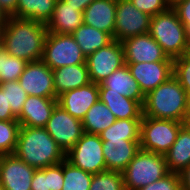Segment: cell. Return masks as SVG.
<instances>
[{"label": "cell", "instance_id": "obj_24", "mask_svg": "<svg viewBox=\"0 0 190 190\" xmlns=\"http://www.w3.org/2000/svg\"><path fill=\"white\" fill-rule=\"evenodd\" d=\"M169 172L180 173L190 164V127L183 125L175 142L164 154Z\"/></svg>", "mask_w": 190, "mask_h": 190}, {"label": "cell", "instance_id": "obj_22", "mask_svg": "<svg viewBox=\"0 0 190 190\" xmlns=\"http://www.w3.org/2000/svg\"><path fill=\"white\" fill-rule=\"evenodd\" d=\"M56 99L59 95L91 82L87 63L68 65L53 70Z\"/></svg>", "mask_w": 190, "mask_h": 190}, {"label": "cell", "instance_id": "obj_26", "mask_svg": "<svg viewBox=\"0 0 190 190\" xmlns=\"http://www.w3.org/2000/svg\"><path fill=\"white\" fill-rule=\"evenodd\" d=\"M116 121V117L105 103L98 100L82 119L83 131L99 135Z\"/></svg>", "mask_w": 190, "mask_h": 190}, {"label": "cell", "instance_id": "obj_5", "mask_svg": "<svg viewBox=\"0 0 190 190\" xmlns=\"http://www.w3.org/2000/svg\"><path fill=\"white\" fill-rule=\"evenodd\" d=\"M125 190H138L169 173L163 154L140 149L122 172Z\"/></svg>", "mask_w": 190, "mask_h": 190}, {"label": "cell", "instance_id": "obj_21", "mask_svg": "<svg viewBox=\"0 0 190 190\" xmlns=\"http://www.w3.org/2000/svg\"><path fill=\"white\" fill-rule=\"evenodd\" d=\"M83 24V12L63 0H56L52 17L46 24L48 32L72 34Z\"/></svg>", "mask_w": 190, "mask_h": 190}, {"label": "cell", "instance_id": "obj_18", "mask_svg": "<svg viewBox=\"0 0 190 190\" xmlns=\"http://www.w3.org/2000/svg\"><path fill=\"white\" fill-rule=\"evenodd\" d=\"M56 98H44L29 95L17 116L20 126L45 127L57 105Z\"/></svg>", "mask_w": 190, "mask_h": 190}, {"label": "cell", "instance_id": "obj_27", "mask_svg": "<svg viewBox=\"0 0 190 190\" xmlns=\"http://www.w3.org/2000/svg\"><path fill=\"white\" fill-rule=\"evenodd\" d=\"M55 4L56 0H18L14 17L47 24L52 17Z\"/></svg>", "mask_w": 190, "mask_h": 190}, {"label": "cell", "instance_id": "obj_44", "mask_svg": "<svg viewBox=\"0 0 190 190\" xmlns=\"http://www.w3.org/2000/svg\"><path fill=\"white\" fill-rule=\"evenodd\" d=\"M8 18L9 17L6 15V13L0 7V30L7 23Z\"/></svg>", "mask_w": 190, "mask_h": 190}, {"label": "cell", "instance_id": "obj_43", "mask_svg": "<svg viewBox=\"0 0 190 190\" xmlns=\"http://www.w3.org/2000/svg\"><path fill=\"white\" fill-rule=\"evenodd\" d=\"M72 7L77 8V10L83 12L85 8L90 5L95 0H63Z\"/></svg>", "mask_w": 190, "mask_h": 190}, {"label": "cell", "instance_id": "obj_25", "mask_svg": "<svg viewBox=\"0 0 190 190\" xmlns=\"http://www.w3.org/2000/svg\"><path fill=\"white\" fill-rule=\"evenodd\" d=\"M71 35L86 58L96 50L106 47L113 41V38L108 33L84 23Z\"/></svg>", "mask_w": 190, "mask_h": 190}, {"label": "cell", "instance_id": "obj_31", "mask_svg": "<svg viewBox=\"0 0 190 190\" xmlns=\"http://www.w3.org/2000/svg\"><path fill=\"white\" fill-rule=\"evenodd\" d=\"M19 129L20 123L18 120H0V155L14 153Z\"/></svg>", "mask_w": 190, "mask_h": 190}, {"label": "cell", "instance_id": "obj_42", "mask_svg": "<svg viewBox=\"0 0 190 190\" xmlns=\"http://www.w3.org/2000/svg\"><path fill=\"white\" fill-rule=\"evenodd\" d=\"M179 174L181 177V190H190V164Z\"/></svg>", "mask_w": 190, "mask_h": 190}, {"label": "cell", "instance_id": "obj_46", "mask_svg": "<svg viewBox=\"0 0 190 190\" xmlns=\"http://www.w3.org/2000/svg\"><path fill=\"white\" fill-rule=\"evenodd\" d=\"M178 1H181V0H169L170 6L172 7Z\"/></svg>", "mask_w": 190, "mask_h": 190}, {"label": "cell", "instance_id": "obj_9", "mask_svg": "<svg viewBox=\"0 0 190 190\" xmlns=\"http://www.w3.org/2000/svg\"><path fill=\"white\" fill-rule=\"evenodd\" d=\"M151 16L138 10L130 0H117L113 40L149 33Z\"/></svg>", "mask_w": 190, "mask_h": 190}, {"label": "cell", "instance_id": "obj_45", "mask_svg": "<svg viewBox=\"0 0 190 190\" xmlns=\"http://www.w3.org/2000/svg\"><path fill=\"white\" fill-rule=\"evenodd\" d=\"M184 125L190 127V97H189L187 115H186V118H185V121H184Z\"/></svg>", "mask_w": 190, "mask_h": 190}, {"label": "cell", "instance_id": "obj_29", "mask_svg": "<svg viewBox=\"0 0 190 190\" xmlns=\"http://www.w3.org/2000/svg\"><path fill=\"white\" fill-rule=\"evenodd\" d=\"M93 174L74 166L67 159L63 161L64 186L62 190H90Z\"/></svg>", "mask_w": 190, "mask_h": 190}, {"label": "cell", "instance_id": "obj_28", "mask_svg": "<svg viewBox=\"0 0 190 190\" xmlns=\"http://www.w3.org/2000/svg\"><path fill=\"white\" fill-rule=\"evenodd\" d=\"M142 119H116V121L102 131L99 136L101 139H124L140 140Z\"/></svg>", "mask_w": 190, "mask_h": 190}, {"label": "cell", "instance_id": "obj_7", "mask_svg": "<svg viewBox=\"0 0 190 190\" xmlns=\"http://www.w3.org/2000/svg\"><path fill=\"white\" fill-rule=\"evenodd\" d=\"M41 60L52 70L86 63V57L72 35L51 32L46 35Z\"/></svg>", "mask_w": 190, "mask_h": 190}, {"label": "cell", "instance_id": "obj_20", "mask_svg": "<svg viewBox=\"0 0 190 190\" xmlns=\"http://www.w3.org/2000/svg\"><path fill=\"white\" fill-rule=\"evenodd\" d=\"M98 87L99 89H108V93H119L136 100L142 106L144 104L145 96L140 90L138 82L132 77L127 65L115 70Z\"/></svg>", "mask_w": 190, "mask_h": 190}, {"label": "cell", "instance_id": "obj_34", "mask_svg": "<svg viewBox=\"0 0 190 190\" xmlns=\"http://www.w3.org/2000/svg\"><path fill=\"white\" fill-rule=\"evenodd\" d=\"M173 76L190 97V52L173 60Z\"/></svg>", "mask_w": 190, "mask_h": 190}, {"label": "cell", "instance_id": "obj_47", "mask_svg": "<svg viewBox=\"0 0 190 190\" xmlns=\"http://www.w3.org/2000/svg\"><path fill=\"white\" fill-rule=\"evenodd\" d=\"M187 37H188V41L190 43V26L187 28Z\"/></svg>", "mask_w": 190, "mask_h": 190}, {"label": "cell", "instance_id": "obj_36", "mask_svg": "<svg viewBox=\"0 0 190 190\" xmlns=\"http://www.w3.org/2000/svg\"><path fill=\"white\" fill-rule=\"evenodd\" d=\"M138 190H181V177L179 173L169 172L158 181Z\"/></svg>", "mask_w": 190, "mask_h": 190}, {"label": "cell", "instance_id": "obj_41", "mask_svg": "<svg viewBox=\"0 0 190 190\" xmlns=\"http://www.w3.org/2000/svg\"><path fill=\"white\" fill-rule=\"evenodd\" d=\"M18 0H0V7L8 17L14 16L16 13Z\"/></svg>", "mask_w": 190, "mask_h": 190}, {"label": "cell", "instance_id": "obj_30", "mask_svg": "<svg viewBox=\"0 0 190 190\" xmlns=\"http://www.w3.org/2000/svg\"><path fill=\"white\" fill-rule=\"evenodd\" d=\"M27 63L25 60L11 56L2 50L0 52V84L18 80Z\"/></svg>", "mask_w": 190, "mask_h": 190}, {"label": "cell", "instance_id": "obj_1", "mask_svg": "<svg viewBox=\"0 0 190 190\" xmlns=\"http://www.w3.org/2000/svg\"><path fill=\"white\" fill-rule=\"evenodd\" d=\"M47 33L44 23L11 16L0 30L2 50L26 62L41 60Z\"/></svg>", "mask_w": 190, "mask_h": 190}, {"label": "cell", "instance_id": "obj_4", "mask_svg": "<svg viewBox=\"0 0 190 190\" xmlns=\"http://www.w3.org/2000/svg\"><path fill=\"white\" fill-rule=\"evenodd\" d=\"M149 34L172 60L190 52L187 28L172 7L151 17Z\"/></svg>", "mask_w": 190, "mask_h": 190}, {"label": "cell", "instance_id": "obj_2", "mask_svg": "<svg viewBox=\"0 0 190 190\" xmlns=\"http://www.w3.org/2000/svg\"><path fill=\"white\" fill-rule=\"evenodd\" d=\"M13 154L35 169L57 165L66 159L64 151L43 127L20 126Z\"/></svg>", "mask_w": 190, "mask_h": 190}, {"label": "cell", "instance_id": "obj_16", "mask_svg": "<svg viewBox=\"0 0 190 190\" xmlns=\"http://www.w3.org/2000/svg\"><path fill=\"white\" fill-rule=\"evenodd\" d=\"M106 170L123 172L140 148V140L101 139Z\"/></svg>", "mask_w": 190, "mask_h": 190}, {"label": "cell", "instance_id": "obj_48", "mask_svg": "<svg viewBox=\"0 0 190 190\" xmlns=\"http://www.w3.org/2000/svg\"><path fill=\"white\" fill-rule=\"evenodd\" d=\"M2 51V43H1V40H0V52Z\"/></svg>", "mask_w": 190, "mask_h": 190}, {"label": "cell", "instance_id": "obj_37", "mask_svg": "<svg viewBox=\"0 0 190 190\" xmlns=\"http://www.w3.org/2000/svg\"><path fill=\"white\" fill-rule=\"evenodd\" d=\"M49 190H62L64 186L63 162L48 167Z\"/></svg>", "mask_w": 190, "mask_h": 190}, {"label": "cell", "instance_id": "obj_15", "mask_svg": "<svg viewBox=\"0 0 190 190\" xmlns=\"http://www.w3.org/2000/svg\"><path fill=\"white\" fill-rule=\"evenodd\" d=\"M126 65L144 96L173 76V61L126 63Z\"/></svg>", "mask_w": 190, "mask_h": 190}, {"label": "cell", "instance_id": "obj_32", "mask_svg": "<svg viewBox=\"0 0 190 190\" xmlns=\"http://www.w3.org/2000/svg\"><path fill=\"white\" fill-rule=\"evenodd\" d=\"M90 190H125L123 173L105 170L93 174Z\"/></svg>", "mask_w": 190, "mask_h": 190}, {"label": "cell", "instance_id": "obj_35", "mask_svg": "<svg viewBox=\"0 0 190 190\" xmlns=\"http://www.w3.org/2000/svg\"><path fill=\"white\" fill-rule=\"evenodd\" d=\"M131 3L140 11L148 15L155 16L167 11L171 6L169 0H130Z\"/></svg>", "mask_w": 190, "mask_h": 190}, {"label": "cell", "instance_id": "obj_40", "mask_svg": "<svg viewBox=\"0 0 190 190\" xmlns=\"http://www.w3.org/2000/svg\"><path fill=\"white\" fill-rule=\"evenodd\" d=\"M0 120H17V116L12 112L7 99V89L0 88Z\"/></svg>", "mask_w": 190, "mask_h": 190}, {"label": "cell", "instance_id": "obj_49", "mask_svg": "<svg viewBox=\"0 0 190 190\" xmlns=\"http://www.w3.org/2000/svg\"><path fill=\"white\" fill-rule=\"evenodd\" d=\"M0 190H4V188H3L2 184H1V182H0Z\"/></svg>", "mask_w": 190, "mask_h": 190}, {"label": "cell", "instance_id": "obj_10", "mask_svg": "<svg viewBox=\"0 0 190 190\" xmlns=\"http://www.w3.org/2000/svg\"><path fill=\"white\" fill-rule=\"evenodd\" d=\"M86 63L91 82L101 84L115 70L126 65L122 43L113 40L106 47L90 54Z\"/></svg>", "mask_w": 190, "mask_h": 190}, {"label": "cell", "instance_id": "obj_23", "mask_svg": "<svg viewBox=\"0 0 190 190\" xmlns=\"http://www.w3.org/2000/svg\"><path fill=\"white\" fill-rule=\"evenodd\" d=\"M99 100L105 103L116 119H142L143 117V106L138 101L119 93H108V89H99Z\"/></svg>", "mask_w": 190, "mask_h": 190}, {"label": "cell", "instance_id": "obj_3", "mask_svg": "<svg viewBox=\"0 0 190 190\" xmlns=\"http://www.w3.org/2000/svg\"><path fill=\"white\" fill-rule=\"evenodd\" d=\"M189 96L178 80L171 76L147 95L143 104V116L157 119L185 121Z\"/></svg>", "mask_w": 190, "mask_h": 190}, {"label": "cell", "instance_id": "obj_39", "mask_svg": "<svg viewBox=\"0 0 190 190\" xmlns=\"http://www.w3.org/2000/svg\"><path fill=\"white\" fill-rule=\"evenodd\" d=\"M172 8L177 12L179 20L188 28L190 26V0L178 1Z\"/></svg>", "mask_w": 190, "mask_h": 190}, {"label": "cell", "instance_id": "obj_33", "mask_svg": "<svg viewBox=\"0 0 190 190\" xmlns=\"http://www.w3.org/2000/svg\"><path fill=\"white\" fill-rule=\"evenodd\" d=\"M0 88L7 89L8 104L10 105L12 112L18 116L21 113L28 94L20 86L18 80L2 82Z\"/></svg>", "mask_w": 190, "mask_h": 190}, {"label": "cell", "instance_id": "obj_13", "mask_svg": "<svg viewBox=\"0 0 190 190\" xmlns=\"http://www.w3.org/2000/svg\"><path fill=\"white\" fill-rule=\"evenodd\" d=\"M35 170L14 154L0 155V182L4 190H31Z\"/></svg>", "mask_w": 190, "mask_h": 190}, {"label": "cell", "instance_id": "obj_19", "mask_svg": "<svg viewBox=\"0 0 190 190\" xmlns=\"http://www.w3.org/2000/svg\"><path fill=\"white\" fill-rule=\"evenodd\" d=\"M117 0H95L83 11V23L108 33L113 38Z\"/></svg>", "mask_w": 190, "mask_h": 190}, {"label": "cell", "instance_id": "obj_12", "mask_svg": "<svg viewBox=\"0 0 190 190\" xmlns=\"http://www.w3.org/2000/svg\"><path fill=\"white\" fill-rule=\"evenodd\" d=\"M18 81L28 96L56 98L53 70L42 60L28 62Z\"/></svg>", "mask_w": 190, "mask_h": 190}, {"label": "cell", "instance_id": "obj_11", "mask_svg": "<svg viewBox=\"0 0 190 190\" xmlns=\"http://www.w3.org/2000/svg\"><path fill=\"white\" fill-rule=\"evenodd\" d=\"M44 128L65 154L84 133L82 121L73 117L58 104Z\"/></svg>", "mask_w": 190, "mask_h": 190}, {"label": "cell", "instance_id": "obj_17", "mask_svg": "<svg viewBox=\"0 0 190 190\" xmlns=\"http://www.w3.org/2000/svg\"><path fill=\"white\" fill-rule=\"evenodd\" d=\"M99 100L98 84H89L67 91L57 97V103L73 117L82 121L89 108Z\"/></svg>", "mask_w": 190, "mask_h": 190}, {"label": "cell", "instance_id": "obj_14", "mask_svg": "<svg viewBox=\"0 0 190 190\" xmlns=\"http://www.w3.org/2000/svg\"><path fill=\"white\" fill-rule=\"evenodd\" d=\"M121 43L125 63L173 61L149 33L127 38Z\"/></svg>", "mask_w": 190, "mask_h": 190}, {"label": "cell", "instance_id": "obj_38", "mask_svg": "<svg viewBox=\"0 0 190 190\" xmlns=\"http://www.w3.org/2000/svg\"><path fill=\"white\" fill-rule=\"evenodd\" d=\"M31 190H49L48 167L35 170Z\"/></svg>", "mask_w": 190, "mask_h": 190}, {"label": "cell", "instance_id": "obj_6", "mask_svg": "<svg viewBox=\"0 0 190 190\" xmlns=\"http://www.w3.org/2000/svg\"><path fill=\"white\" fill-rule=\"evenodd\" d=\"M183 122L143 116L141 120L140 148L165 154L176 140Z\"/></svg>", "mask_w": 190, "mask_h": 190}, {"label": "cell", "instance_id": "obj_8", "mask_svg": "<svg viewBox=\"0 0 190 190\" xmlns=\"http://www.w3.org/2000/svg\"><path fill=\"white\" fill-rule=\"evenodd\" d=\"M66 159L74 166L91 174L106 170L99 135L83 133L77 143L66 153Z\"/></svg>", "mask_w": 190, "mask_h": 190}]
</instances>
